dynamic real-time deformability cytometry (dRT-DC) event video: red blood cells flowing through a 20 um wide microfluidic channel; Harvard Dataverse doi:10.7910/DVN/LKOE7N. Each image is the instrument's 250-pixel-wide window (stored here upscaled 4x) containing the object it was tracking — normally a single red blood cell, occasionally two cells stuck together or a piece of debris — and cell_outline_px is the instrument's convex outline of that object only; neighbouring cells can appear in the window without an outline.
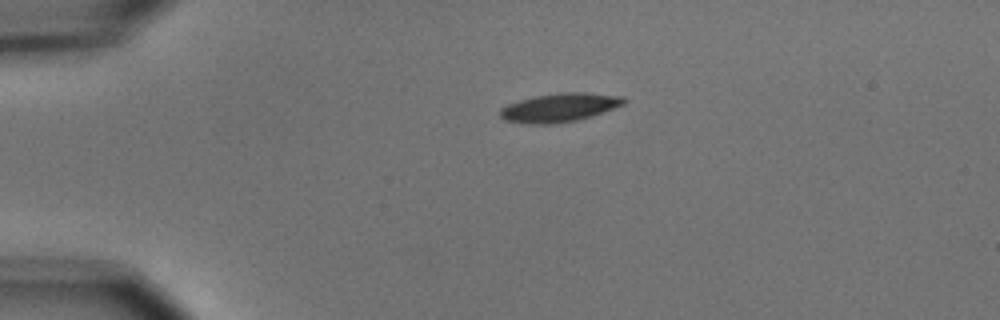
{"species": "common noctule bat (a hibernating species)", "species_latin": "Nyctalus noctula", "temperature_condition": "cold", "stored_images_in_passage": 2, "camera_frame_rate_fps": 3000, "um_per_image_px": 0.085, "animal": {"sex": "male", "body_mass_g": 15.6}, "frame": {"image": 1, "passage_image": 1, "time_ms": 0.0, "image_size_px": [1000, 320], "cell_outline_px": [[628, 100], [624, 104], [592, 116], [576, 120], [556, 124], [524, 124], [504, 120], [500, 116], [500, 108], [508, 104], [520, 100], [536, 96], [560, 92], [584, 92], [624, 96]], "centroid_in_image_um": [47.56, 9.14], "position_along_channel_um": 37.4, "area_um2": 20.81}}